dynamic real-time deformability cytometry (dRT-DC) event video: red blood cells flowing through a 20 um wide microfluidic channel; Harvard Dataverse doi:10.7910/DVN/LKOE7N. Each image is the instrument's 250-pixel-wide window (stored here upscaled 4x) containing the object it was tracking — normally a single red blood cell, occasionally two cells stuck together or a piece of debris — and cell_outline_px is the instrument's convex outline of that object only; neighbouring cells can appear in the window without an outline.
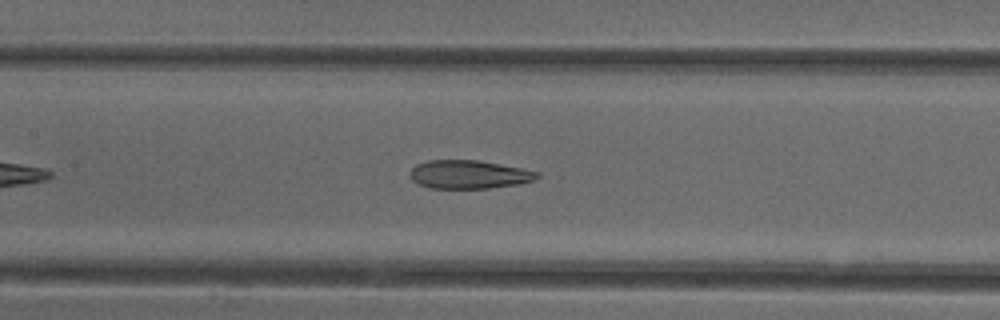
{"species": "common noctule bat (a hibernating species)", "species_latin": "Nyctalus noctula", "temperature_condition": "cold", "stored_images_in_passage": 31, "camera_frame_rate_fps": 3000, "um_per_image_px": 0.085, "animal": {"sex": "female"}, "frame": {"image": 1, "passage_image": 13, "time_ms": 4.0, "image_size_px": [1000, 320], "cell_outline_px": [[540, 176], [536, 180], [520, 184], [488, 188], [432, 188], [420, 184], [412, 180], [408, 172], [416, 164], [428, 160], [476, 160], [520, 168], [540, 172]], "centroid_in_image_um": [39.87, 14.83], "position_along_channel_um": 167.5, "area_um2": 21.04}}
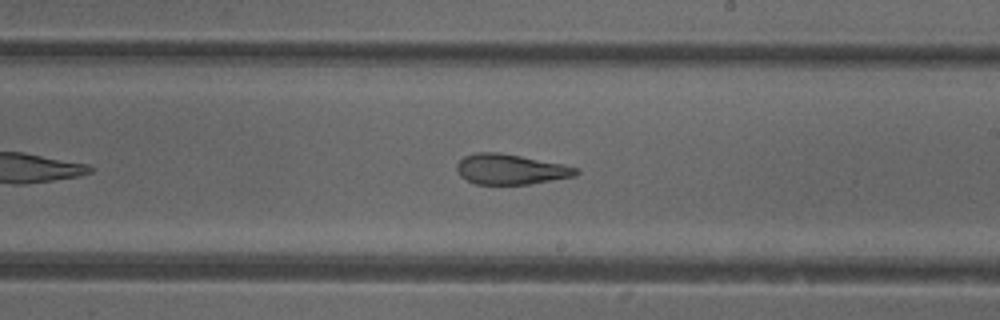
{"frame": {"image": 2, "passage_image": 19, "time_ms": 6.0, "image_size_px": [1000, 320], "cell_outline_px": [[580, 172], [576, 176], [528, 184], [476, 184], [460, 176], [456, 168], [456, 164], [464, 156], [476, 152], [500, 152], [564, 164], [580, 168]], "centroid_in_image_um": [43.42, 14.38], "position_along_channel_um": 245.6, "area_um2": 21.15}}
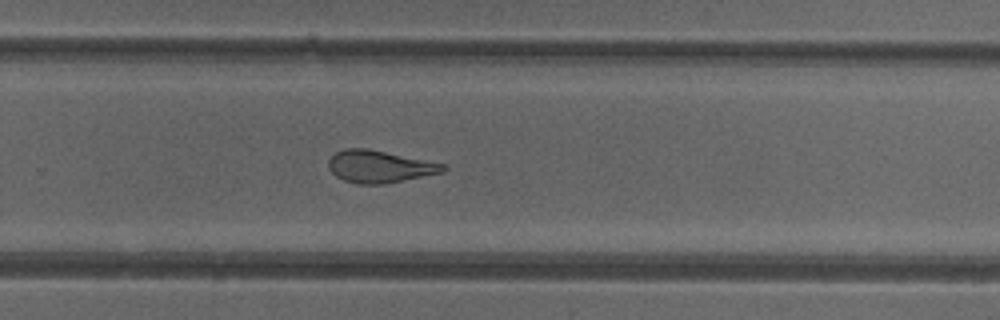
{"frame": {"image": 3, "passage_image": 23, "time_ms": 7.333, "image_size_px": [1000, 320], "cell_outline_px": [[448, 168], [444, 172], [384, 184], [356, 184], [344, 180], [336, 176], [328, 168], [328, 160], [336, 152], [344, 148], [368, 148], [444, 164]], "centroid_in_image_um": [32.24, 14.16], "position_along_channel_um": 297.6, "area_um2": 21.5}, "authors_computed_cell_mechanics": {"area_um2": 22.253, "velocity_mm_per_s": 3.9077, "shape_relaxation_time_tau1_ms": null, "shape_relaxation_time_tau2_ms": 2.6019, "deformation_change_tau1": null, "deformation_change_tau2": 0.1152}}